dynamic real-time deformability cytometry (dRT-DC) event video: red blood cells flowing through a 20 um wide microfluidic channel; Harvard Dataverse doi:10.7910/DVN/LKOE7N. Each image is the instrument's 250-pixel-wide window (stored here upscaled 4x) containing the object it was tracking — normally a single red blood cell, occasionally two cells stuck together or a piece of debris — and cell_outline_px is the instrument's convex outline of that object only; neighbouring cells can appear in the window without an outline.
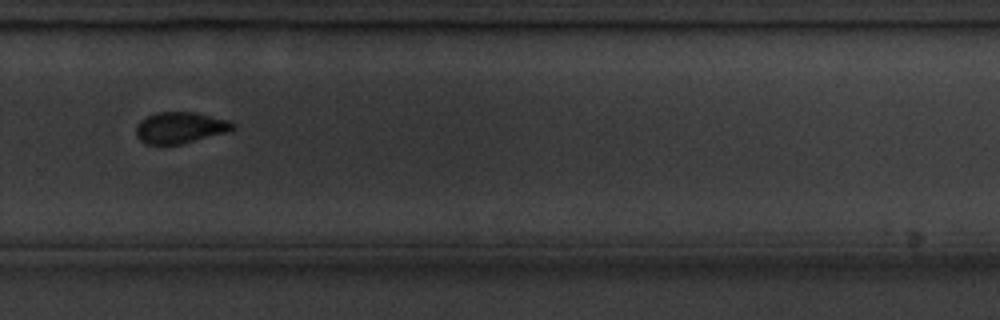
{"species": "common noctule bat (a hibernating species)", "species_latin": "Nyctalus noctula", "temperature_condition": "cold", "stored_images_in_passage": 15, "camera_frame_rate_fps": 3000, "um_per_image_px": 0.085, "animal": {"sex": "male", "body_mass_g": 20.1, "forearm_length_mm": 53.5}, "frame": {"image": 1, "passage_image": 11, "time_ms": 12.333, "image_size_px": [1000, 320], "cell_outline_px": [[236, 128], [228, 132], [180, 144], [144, 144], [136, 136], [136, 124], [140, 120], [156, 112], [192, 112], [228, 120], [236, 124]], "centroid_in_image_um": [15.3, 10.85], "position_along_channel_um": 314.5, "area_um2": 17.63}}